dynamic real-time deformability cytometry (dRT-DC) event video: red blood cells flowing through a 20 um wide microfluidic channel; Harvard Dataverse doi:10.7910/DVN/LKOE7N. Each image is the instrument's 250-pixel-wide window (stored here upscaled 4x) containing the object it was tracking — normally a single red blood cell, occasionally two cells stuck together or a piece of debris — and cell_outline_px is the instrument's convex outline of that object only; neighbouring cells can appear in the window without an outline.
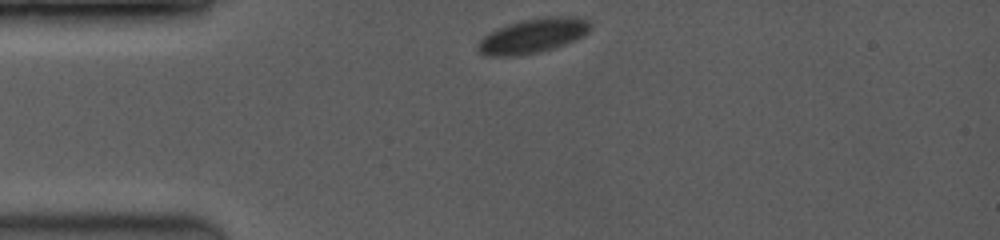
{"species": "common noctule bat (a hibernating species)", "species_latin": "Nyctalus noctula", "temperature_condition": "room temperature", "stored_images_in_passage": 23, "camera_frame_rate_fps": 3500, "um_per_image_px": 0.085, "animal": {"sex": "female", "body_mass_g": 19.0, "forearm_length_mm": 53.3}, "frame": {"image": 1, "passage_image": 1, "time_ms": 0.0, "image_size_px": [1000, 240], "cell_outline_px": [[588, 32], [584, 36], [564, 44], [552, 48], [536, 52], [516, 56], [488, 56], [480, 52], [476, 48], [476, 44], [484, 36], [508, 24], [520, 20], [548, 16], [576, 16], [588, 20]], "centroid_in_image_um": [45.28, 3.03], "position_along_channel_um": 39.7, "area_um2": 22.37}}
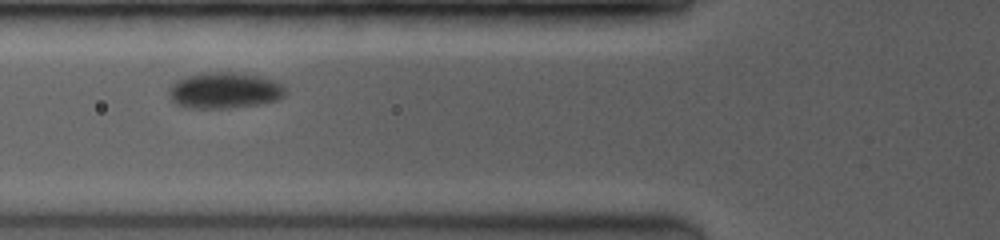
{"frame": {"image": 2, "passage_image": 8, "time_ms": 2.571, "image_size_px": [1000, 240], "cell_outline_px": [[284, 96], [280, 100], [260, 104], [228, 108], [184, 108], [176, 104], [172, 100], [172, 84], [176, 80], [188, 76], [204, 72], [232, 72], [260, 76], [272, 80], [280, 84], [284, 88]], "centroid_in_image_um": [19.1, 7.7], "position_along_channel_um": 106.7, "area_um2": 24.28}}
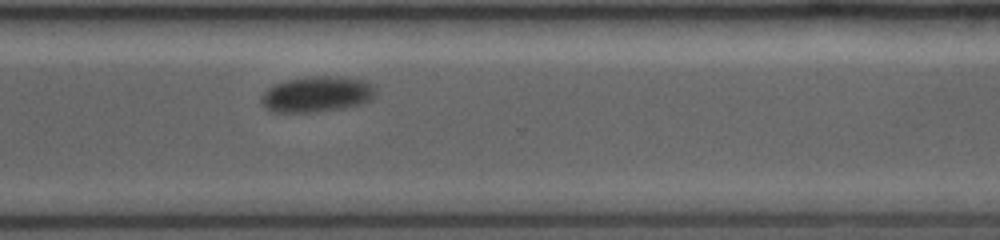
{"frame": {"image": 3, "passage_image": 23, "time_ms": 8.857, "image_size_px": [1000, 240], "cell_outline_px": [[376, 96], [372, 100], [360, 104], [344, 108], [316, 112], [268, 112], [260, 100], [264, 92], [268, 88], [276, 84], [288, 80], [312, 76], [340, 76], [364, 80], [376, 84]], "centroid_in_image_um": [26.99, 8.01], "position_along_channel_um": 343.6, "area_um2": 24.16}}